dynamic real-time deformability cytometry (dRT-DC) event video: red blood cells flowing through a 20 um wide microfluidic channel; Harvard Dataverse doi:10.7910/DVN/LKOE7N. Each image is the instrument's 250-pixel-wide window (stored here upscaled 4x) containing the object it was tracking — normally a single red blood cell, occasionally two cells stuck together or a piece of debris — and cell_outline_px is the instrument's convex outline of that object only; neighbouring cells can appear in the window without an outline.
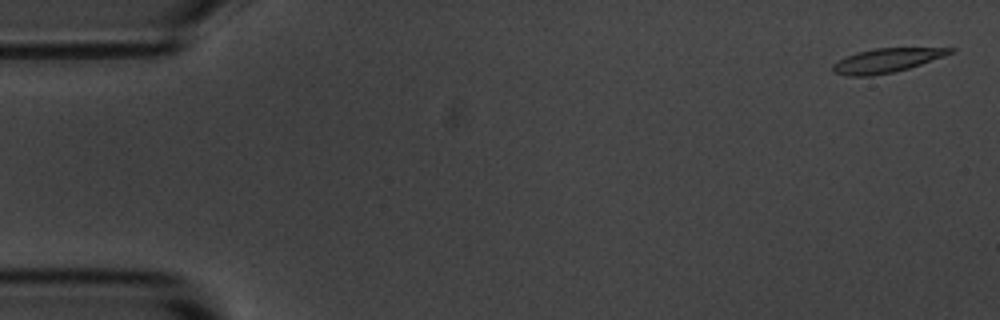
{"species": "common noctule bat (a hibernating species)", "species_latin": "Nyctalus noctula", "temperature_condition": "room temperature", "stored_images_in_passage": 56, "camera_frame_rate_fps": 3000, "um_per_image_px": 0.085, "animal": {"sex": "male", "body_mass_g": 20.1, "forearm_length_mm": 53.5}, "frame": {"image": 1, "passage_image": 2, "time_ms": 0.333, "image_size_px": [1000, 320], "cell_outline_px": [[956, 52], [908, 68], [892, 72], [872, 76], [848, 76], [832, 72], [832, 64], [856, 52], [876, 48], [956, 48]], "centroid_in_image_um": [75.35, 5.14], "position_along_channel_um": 9.6, "area_um2": 16.3}}
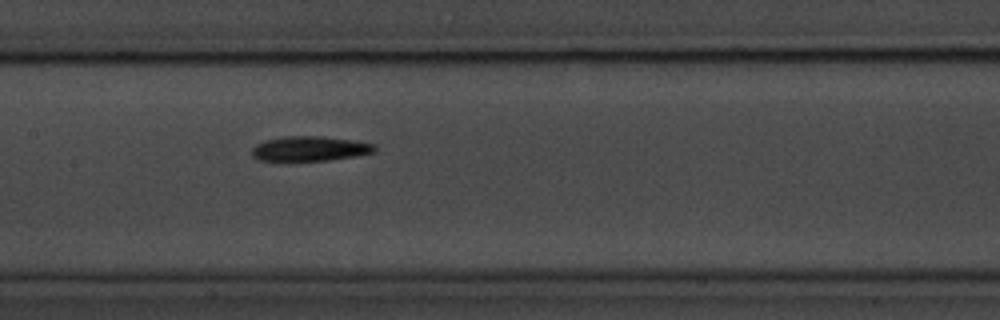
{"frame": {"image": 2, "passage_image": 27, "time_ms": 8.667, "image_size_px": [1000, 320], "cell_outline_px": [[376, 152], [356, 156], [328, 160], [260, 160], [252, 156], [252, 148], [256, 144], [264, 140], [284, 136], [320, 136], [356, 140], [376, 144]], "centroid_in_image_um": [26.38, 12.62], "position_along_channel_um": 181.0, "area_um2": 17.8}}
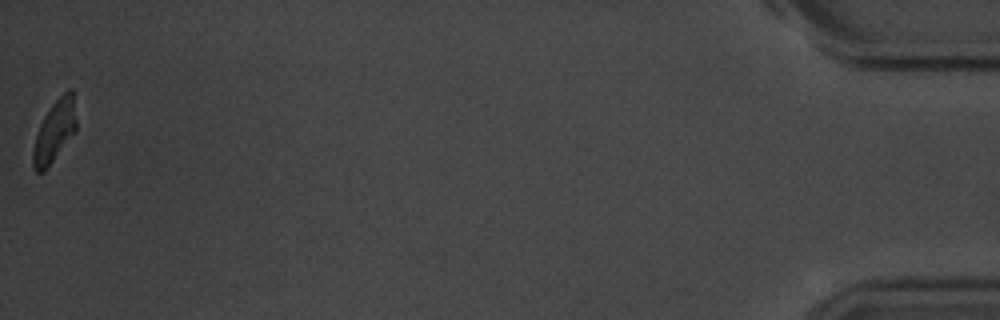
{"frame": {"image": 3, "passage_image": 56, "time_ms": 18.333, "image_size_px": [1000, 320], "cell_outline_px": [[76, 132], [44, 172], [36, 172], [32, 168], [32, 152], [36, 136], [40, 124], [44, 116], [52, 104], [68, 88], [72, 88], [76, 120]], "centroid_in_image_um": [4.63, 11.18], "position_along_channel_um": 430.6, "area_um2": 15.61}, "authors_computed_cell_mechanics": {"area_um2": 17.1666, "velocity_mm_per_s": 3.5949, "shape_relaxation_time_tau1_ms": 3.0773, "shape_relaxation_time_tau2_ms": null, "deformation_change_tau1": 0.1411, "deformation_change_tau2": null}}